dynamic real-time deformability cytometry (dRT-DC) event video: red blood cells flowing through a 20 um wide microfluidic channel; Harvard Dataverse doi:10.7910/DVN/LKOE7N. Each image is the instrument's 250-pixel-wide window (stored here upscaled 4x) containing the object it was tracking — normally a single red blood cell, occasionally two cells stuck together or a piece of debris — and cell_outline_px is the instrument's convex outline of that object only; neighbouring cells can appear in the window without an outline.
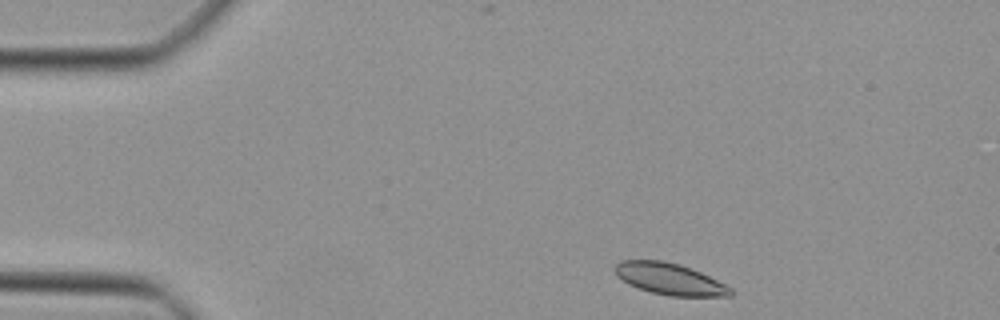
{"species": "Egyptian fruit bat (a non-hibernating species)", "species_latin": "Rousettus aegyptiacus", "temperature_condition": "cold", "stored_images_in_passage": 40, "camera_frame_rate_fps": 3000, "um_per_image_px": 0.085, "animal": {"sex": "female"}, "frame": {"image": 1, "passage_image": 1, "time_ms": 0.0, "image_size_px": [1000, 320], "cell_outline_px": [[732, 296], [672, 296], [652, 292], [628, 284], [616, 276], [612, 268], [620, 260], [664, 260], [680, 264], [700, 272], [732, 288]], "centroid_in_image_um": [56.87, 23.7], "position_along_channel_um": 28.1, "area_um2": 21.21}}
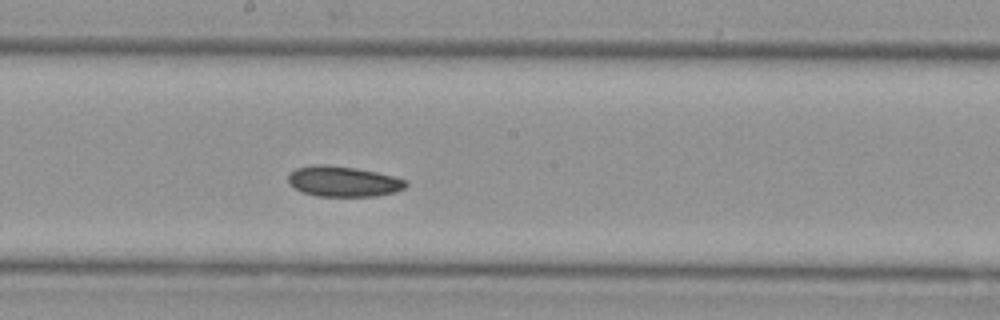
{"frame": {"image": 2, "passage_image": 19, "time_ms": 6.0, "image_size_px": [1000, 320], "cell_outline_px": [[408, 184], [404, 188], [396, 192], [376, 196], [316, 196], [304, 192], [288, 184], [288, 172], [296, 168], [316, 164], [324, 164], [356, 168], [376, 172], [408, 180]], "centroid_in_image_um": [29.17, 15.42], "position_along_channel_um": 219.0, "area_um2": 20.98}}
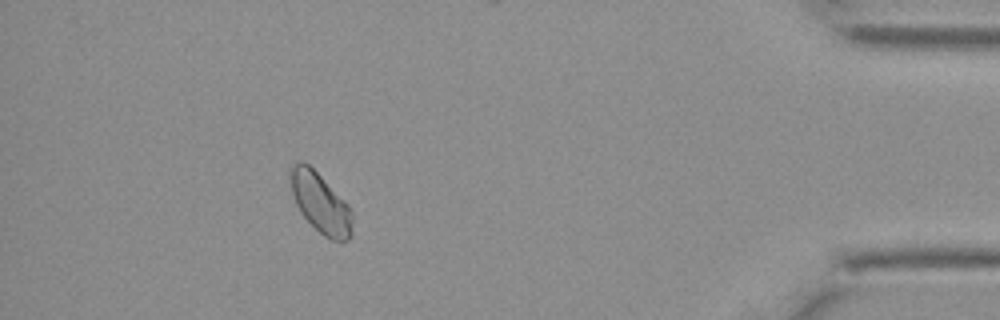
{"frame": {"image": 3, "passage_image": 36, "time_ms": 11.667, "image_size_px": [1000, 320], "cell_outline_px": [[352, 236], [348, 240], [332, 240], [324, 236], [300, 212], [296, 204], [292, 192], [288, 176], [288, 168], [296, 160], [304, 160], [348, 204], [352, 212]], "centroid_in_image_um": [27.2, 17.21], "position_along_channel_um": 408.0, "area_um2": 21.68}}